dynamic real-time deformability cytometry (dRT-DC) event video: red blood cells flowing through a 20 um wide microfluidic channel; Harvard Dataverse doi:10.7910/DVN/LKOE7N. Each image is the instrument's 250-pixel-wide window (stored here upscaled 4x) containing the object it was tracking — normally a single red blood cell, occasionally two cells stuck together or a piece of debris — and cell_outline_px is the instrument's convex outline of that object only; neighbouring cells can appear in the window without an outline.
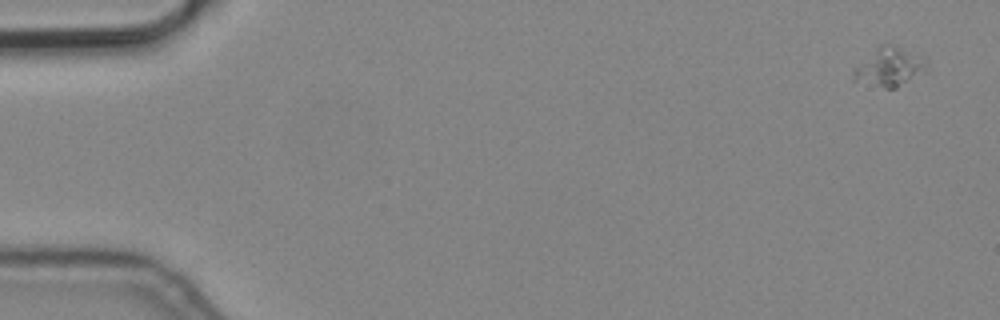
{"species": "common noctule bat (a hibernating species)", "species_latin": "Nyctalus noctula", "temperature_condition": "cold", "stored_images_in_passage": 2, "camera_frame_rate_fps": 3000, "um_per_image_px": 0.085, "animal": {"sex": "male", "body_mass_g": 19.2, "forearm_length_mm": 51.8}, "frame": {"image": 1, "passage_image": 1, "time_ms": 0.0, "image_size_px": [1000, 320], "cell_outline_px": [[928, 64], [924, 72], [896, 88], [884, 88], [852, 80], [852, 68], [880, 44], [892, 44], [924, 56], [928, 60]], "centroid_in_image_um": [75.58, 5.68], "position_along_channel_um": 9.4, "area_um2": 16.82}}